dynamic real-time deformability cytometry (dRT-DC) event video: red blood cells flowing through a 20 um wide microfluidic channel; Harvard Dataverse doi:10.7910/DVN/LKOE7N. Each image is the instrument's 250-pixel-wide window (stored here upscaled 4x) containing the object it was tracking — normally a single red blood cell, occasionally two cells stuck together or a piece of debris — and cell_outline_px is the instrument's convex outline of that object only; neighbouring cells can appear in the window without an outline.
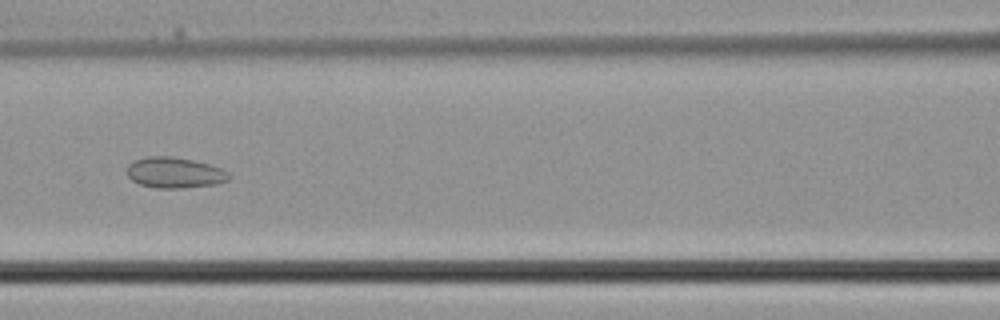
{"species": "common noctule bat (a hibernating species)", "species_latin": "Nyctalus noctula", "temperature_condition": "cold", "stored_images_in_passage": 39, "camera_frame_rate_fps": 3000, "um_per_image_px": 0.085, "animal": {"sex": "male", "body_mass_g": 21.5, "forearm_length_mm": 52.0}, "frame": {"image": 1, "passage_image": 17, "time_ms": 5.333, "image_size_px": [1000, 320], "cell_outline_px": [[232, 176], [228, 180], [216, 184], [180, 188], [156, 188], [140, 184], [132, 180], [128, 176], [128, 164], [132, 160], [148, 156], [172, 156], [192, 160], [208, 164], [220, 168], [228, 172]], "centroid_in_image_um": [14.83, 14.67], "position_along_channel_um": 151.8, "area_um2": 18.26}}
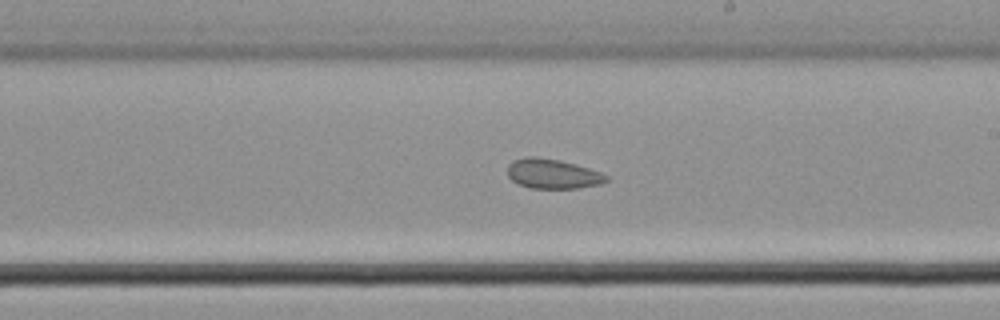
{"frame": {"image": 2, "passage_image": 22, "time_ms": 7.0, "image_size_px": [1000, 320], "cell_outline_px": [[608, 180], [600, 184], [576, 188], [528, 188], [512, 180], [508, 176], [508, 164], [512, 160], [528, 156], [536, 156], [560, 160], [576, 164], [600, 172], [608, 176]], "centroid_in_image_um": [46.95, 14.76], "position_along_channel_um": 242.0, "area_um2": 17.11}}
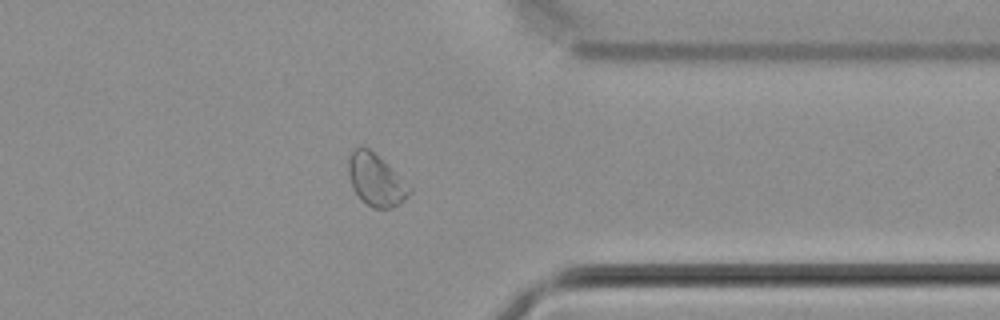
{"frame": {"image": 3, "passage_image": 30, "time_ms": 9.667, "image_size_px": [1000, 320], "cell_outline_px": [[412, 192], [404, 200], [392, 208], [372, 208], [352, 188], [348, 172], [348, 156], [352, 148], [360, 144], [368, 148], [412, 188]], "centroid_in_image_um": [31.91, 15.27], "position_along_channel_um": 379.5, "area_um2": 18.21}}